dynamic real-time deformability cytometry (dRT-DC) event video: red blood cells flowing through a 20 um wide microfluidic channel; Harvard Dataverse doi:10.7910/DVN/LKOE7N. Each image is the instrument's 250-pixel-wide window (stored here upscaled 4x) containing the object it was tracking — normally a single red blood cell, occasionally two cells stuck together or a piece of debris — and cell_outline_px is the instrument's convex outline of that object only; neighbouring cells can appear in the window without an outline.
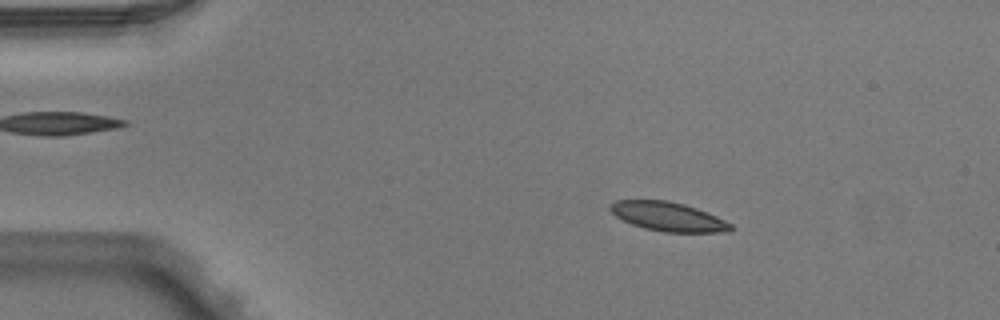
{"species": "Egyptian fruit bat (a non-hibernating species)", "species_latin": "Rousettus aegyptiacus", "temperature_condition": "warm", "stored_images_in_passage": 3, "camera_frame_rate_fps": 3000, "um_per_image_px": 0.085, "animal": {"sex": "male"}, "frame": {"image": 1, "passage_image": 2, "time_ms": 0.333, "image_size_px": [1000, 320], "cell_outline_px": [[736, 228], [728, 232], [664, 232], [644, 228], [632, 224], [616, 216], [608, 208], [608, 204], [616, 200], [668, 200], [684, 204], [696, 208], [716, 216], [732, 224]], "centroid_in_image_um": [56.79, 18.41], "position_along_channel_um": 28.2, "area_um2": 20.46}}